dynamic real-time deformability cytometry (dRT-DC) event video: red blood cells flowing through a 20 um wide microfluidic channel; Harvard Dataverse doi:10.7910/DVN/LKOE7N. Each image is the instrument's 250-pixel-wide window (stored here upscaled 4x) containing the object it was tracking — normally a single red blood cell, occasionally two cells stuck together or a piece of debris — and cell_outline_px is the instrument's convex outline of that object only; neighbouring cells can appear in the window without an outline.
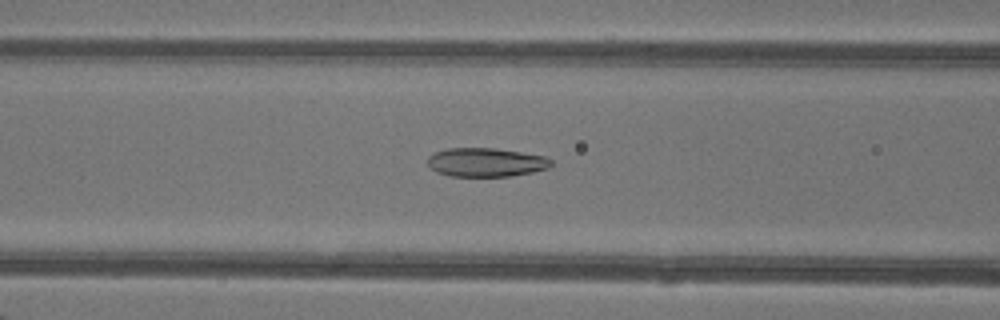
{"species": "common noctule bat (a hibernating species)", "species_latin": "Nyctalus noctula", "temperature_condition": "warm", "stored_images_in_passage": 22, "camera_frame_rate_fps": 3000, "um_per_image_px": 0.085, "animal": {"sex": "female"}, "frame": {"image": 1, "passage_image": 7, "time_ms": 2.0, "image_size_px": [1000, 320], "cell_outline_px": [[552, 164], [548, 168], [532, 172], [512, 176], [452, 176], [436, 172], [428, 164], [428, 156], [436, 152], [448, 148], [496, 148], [544, 156], [552, 160]], "centroid_in_image_um": [41.31, 13.79], "position_along_channel_um": 125.3, "area_um2": 20.63}}
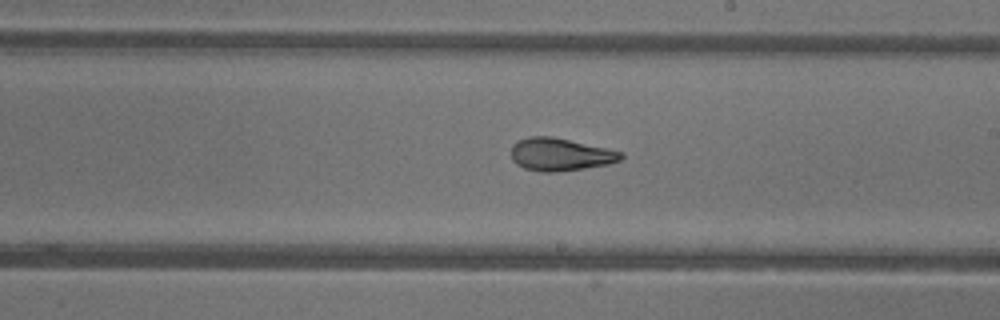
{"frame": {"image": 2, "passage_image": 15, "time_ms": 4.667, "image_size_px": [1000, 320], "cell_outline_px": [[624, 156], [620, 160], [608, 164], [584, 168], [556, 172], [540, 172], [524, 168], [516, 164], [512, 160], [512, 144], [528, 136], [552, 136], [608, 148], [624, 152]], "centroid_in_image_um": [47.63, 13.12], "position_along_channel_um": 241.4, "area_um2": 21.04}}
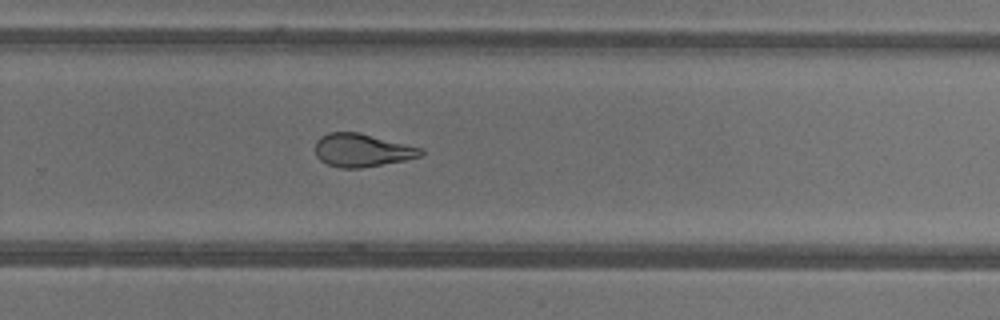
{"frame": {"image": 3, "passage_image": 19, "time_ms": 6.0, "image_size_px": [1000, 320], "cell_outline_px": [[424, 152], [420, 156], [404, 160], [360, 168], [340, 168], [328, 164], [320, 160], [316, 156], [316, 140], [320, 136], [328, 132], [360, 132], [420, 148]], "centroid_in_image_um": [30.72, 12.76], "position_along_channel_um": 299.1, "area_um2": 20.17}}